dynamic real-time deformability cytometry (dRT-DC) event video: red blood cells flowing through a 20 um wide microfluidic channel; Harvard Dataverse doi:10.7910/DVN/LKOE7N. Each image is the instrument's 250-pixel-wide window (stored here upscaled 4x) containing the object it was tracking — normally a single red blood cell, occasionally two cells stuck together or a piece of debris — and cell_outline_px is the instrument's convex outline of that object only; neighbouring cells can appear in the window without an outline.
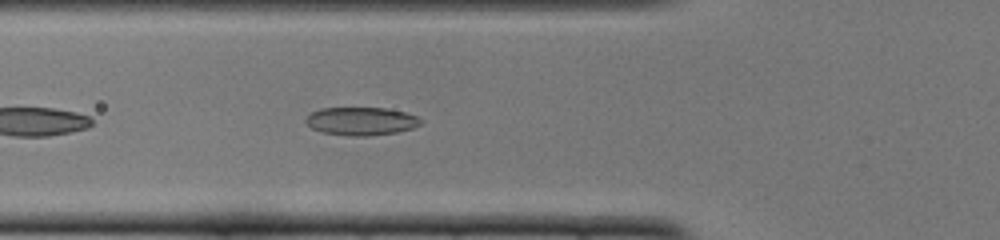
{"species": "common noctule bat (a hibernating species)", "species_latin": "Nyctalus noctula", "temperature_condition": "cold", "stored_images_in_passage": 37, "camera_frame_rate_fps": 3000, "um_per_image_px": 0.085, "animal": {"sex": "female", "body_mass_g": 22.0, "forearm_length_mm": 56.7}, "frame": {"image": 1, "passage_image": 7, "time_ms": 2.0, "image_size_px": [1000, 240], "cell_outline_px": [[420, 124], [412, 128], [396, 132], [368, 136], [356, 136], [324, 132], [312, 128], [304, 120], [312, 112], [320, 108], [384, 108], [404, 112], [416, 116], [420, 120]], "centroid_in_image_um": [30.68, 10.29], "position_along_channel_um": 95.1, "area_um2": 18.44}}
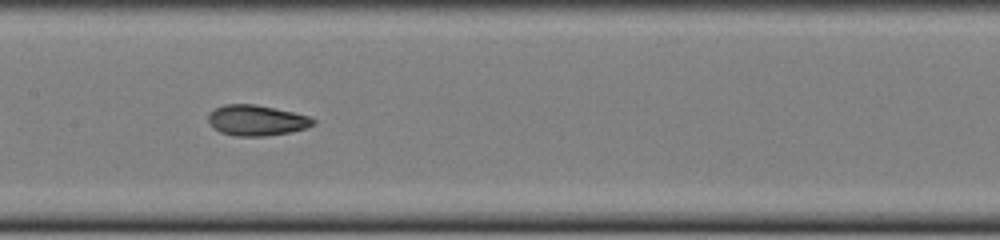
{"frame": {"image": 2, "passage_image": 14, "time_ms": 4.333, "image_size_px": [1000, 240], "cell_outline_px": [[316, 120], [312, 124], [304, 128], [288, 132], [264, 136], [236, 136], [220, 132], [208, 120], [208, 112], [224, 104], [256, 104], [292, 112], [308, 116]], "centroid_in_image_um": [21.77, 10.22], "position_along_channel_um": 185.6, "area_um2": 18.38}}
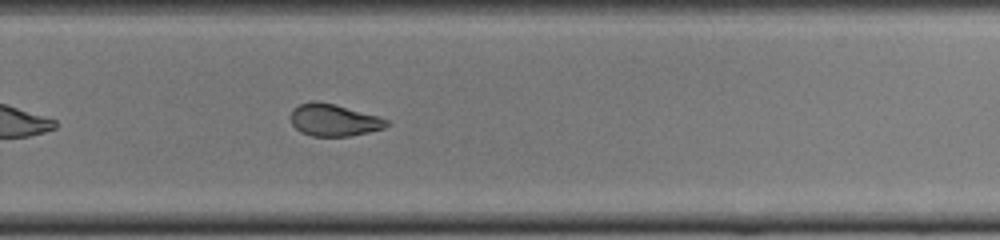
{"frame": {"image": 3, "passage_image": 23, "time_ms": 7.333, "image_size_px": [1000, 240], "cell_outline_px": [[388, 124], [384, 128], [368, 132], [348, 136], [312, 136], [300, 132], [292, 124], [292, 108], [300, 104], [312, 100], [316, 100], [336, 104], [376, 116], [388, 120]], "centroid_in_image_um": [28.34, 10.2], "position_along_channel_um": 301.5, "area_um2": 17.8}, "authors_computed_cell_mechanics": {"area_um2": 18.7272, "velocity_mm_per_s": 3.8774, "shape_relaxation_time_tau1_ms": 3.8116, "shape_relaxation_time_tau2_ms": 2.1109, "deformation_change_tau1": 0.1098, "deformation_change_tau2": 0.0699}}